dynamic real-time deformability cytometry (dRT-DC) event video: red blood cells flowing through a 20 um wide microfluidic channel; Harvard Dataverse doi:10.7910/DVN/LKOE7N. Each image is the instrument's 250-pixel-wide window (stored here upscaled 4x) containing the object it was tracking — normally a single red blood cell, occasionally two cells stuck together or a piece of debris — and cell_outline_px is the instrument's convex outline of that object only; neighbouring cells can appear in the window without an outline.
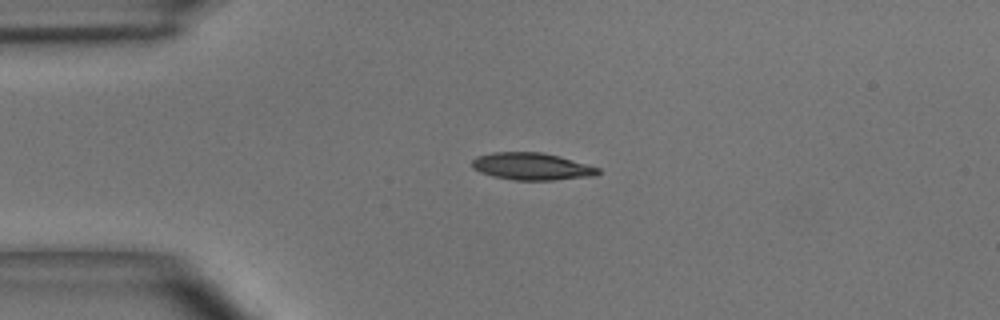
{"species": "common noctule bat (a hibernating species)", "species_latin": "Nyctalus noctula", "temperature_condition": "room temperature", "stored_images_in_passage": 5, "camera_frame_rate_fps": 3000, "um_per_image_px": 0.085, "animal": {"sex": "male", "body_mass_g": 15.6}, "frame": {"image": 1, "passage_image": 3, "time_ms": 0.667, "image_size_px": [1000, 320], "cell_outline_px": [[600, 172], [596, 176], [552, 180], [512, 180], [492, 176], [480, 172], [472, 168], [472, 160], [480, 156], [492, 152], [540, 152], [560, 156], [600, 168]], "centroid_in_image_um": [45.21, 14.15], "position_along_channel_um": 39.8, "area_um2": 20.0}}
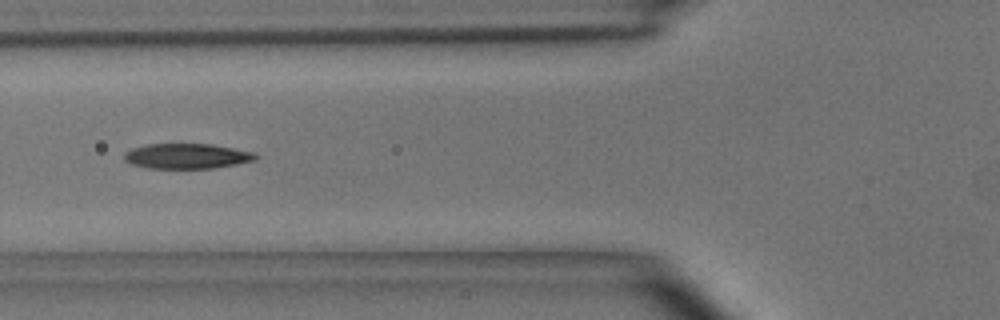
{"frame": {"image": 2, "passage_image": 5, "time_ms": 1.333, "image_size_px": [1000, 320], "cell_outline_px": [[260, 156], [256, 160], [216, 168], [148, 168], [132, 164], [124, 160], [124, 152], [132, 148], [148, 144], [212, 144], [256, 152]], "centroid_in_image_um": [15.93, 13.26], "position_along_channel_um": 109.9, "area_um2": 19.42}}